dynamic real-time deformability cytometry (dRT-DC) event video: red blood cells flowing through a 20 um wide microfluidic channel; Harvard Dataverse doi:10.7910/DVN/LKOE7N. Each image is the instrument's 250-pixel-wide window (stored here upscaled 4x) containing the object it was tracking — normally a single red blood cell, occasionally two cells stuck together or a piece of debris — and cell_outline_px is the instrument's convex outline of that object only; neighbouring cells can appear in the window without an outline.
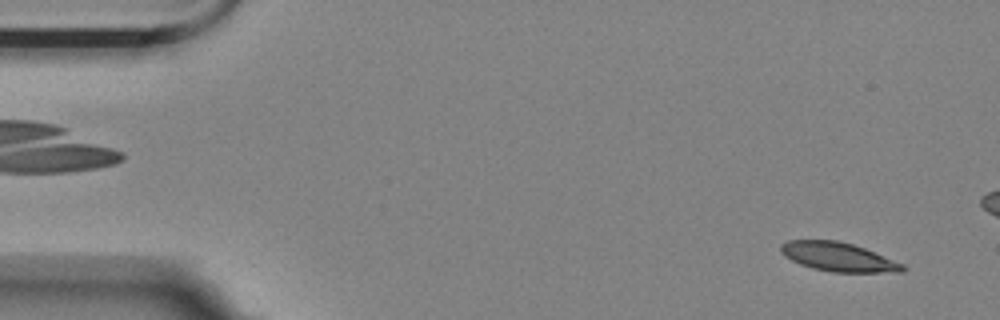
{"species": "Egyptian fruit bat (a non-hibernating species)", "species_latin": "Rousettus aegyptiacus", "temperature_condition": "room temperature", "stored_images_in_passage": 2, "camera_frame_rate_fps": 3000, "um_per_image_px": 0.085, "animal": {"sex": "female"}, "frame": {"image": 1, "passage_image": 2, "time_ms": 0.333, "image_size_px": [1000, 320], "cell_outline_px": [[908, 268], [904, 272], [832, 272], [812, 268], [800, 264], [784, 256], [780, 252], [780, 244], [788, 240], [836, 240], [852, 244], [864, 248], [904, 264]], "centroid_in_image_um": [71.25, 21.84], "position_along_channel_um": 13.8, "area_um2": 20.58}}